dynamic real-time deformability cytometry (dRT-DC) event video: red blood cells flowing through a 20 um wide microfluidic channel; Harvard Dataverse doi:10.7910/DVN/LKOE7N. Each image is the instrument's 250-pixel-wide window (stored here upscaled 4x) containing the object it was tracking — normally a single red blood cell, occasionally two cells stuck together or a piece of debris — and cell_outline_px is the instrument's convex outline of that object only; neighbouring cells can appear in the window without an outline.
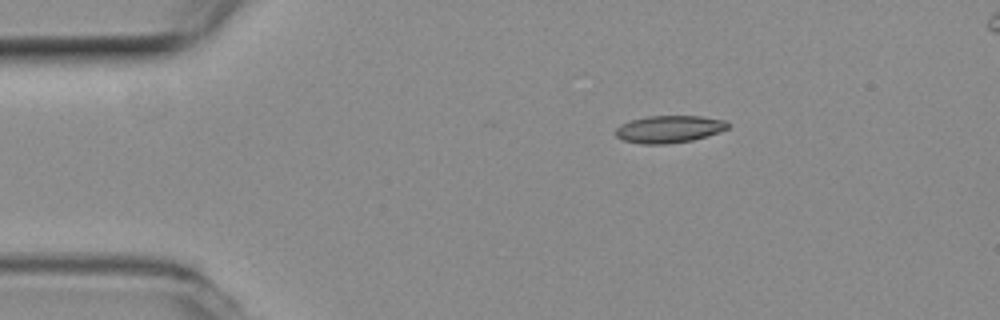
{"species": "common noctule bat (a hibernating species)", "species_latin": "Nyctalus noctula", "temperature_condition": "room temperature", "stored_images_in_passage": 4, "camera_frame_rate_fps": 3000, "um_per_image_px": 0.085, "animal": {"sex": "female", "body_mass_g": 19.3, "forearm_length_mm": 54.1}, "frame": {"image": 1, "passage_image": 1, "time_ms": 0.0, "image_size_px": [1000, 320], "cell_outline_px": [[728, 128], [692, 140], [668, 144], [640, 144], [624, 140], [616, 136], [616, 128], [620, 124], [632, 120], [648, 116], [700, 116], [724, 120], [728, 124]], "centroid_in_image_um": [56.82, 10.98], "position_along_channel_um": 28.2, "area_um2": 17.57}}
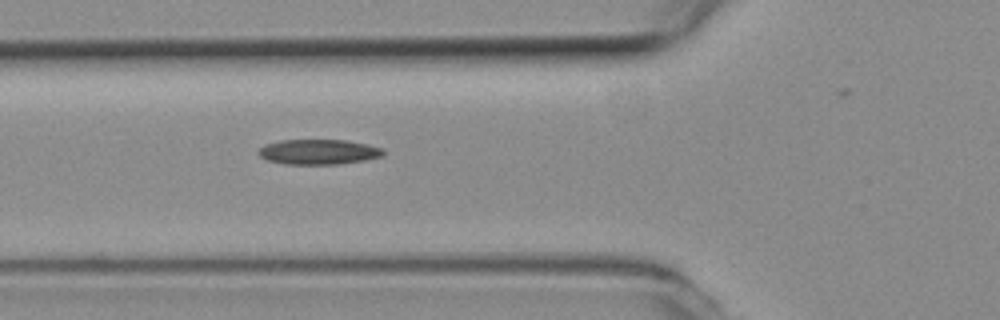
{"frame": {"image": 2, "passage_image": 4, "time_ms": 1.0, "image_size_px": [1000, 320], "cell_outline_px": [[384, 156], [364, 160], [336, 164], [288, 164], [268, 160], [260, 156], [256, 152], [264, 144], [280, 140], [348, 140], [368, 144], [384, 148]], "centroid_in_image_um": [27.09, 12.9], "position_along_channel_um": 98.7, "area_um2": 18.32}}